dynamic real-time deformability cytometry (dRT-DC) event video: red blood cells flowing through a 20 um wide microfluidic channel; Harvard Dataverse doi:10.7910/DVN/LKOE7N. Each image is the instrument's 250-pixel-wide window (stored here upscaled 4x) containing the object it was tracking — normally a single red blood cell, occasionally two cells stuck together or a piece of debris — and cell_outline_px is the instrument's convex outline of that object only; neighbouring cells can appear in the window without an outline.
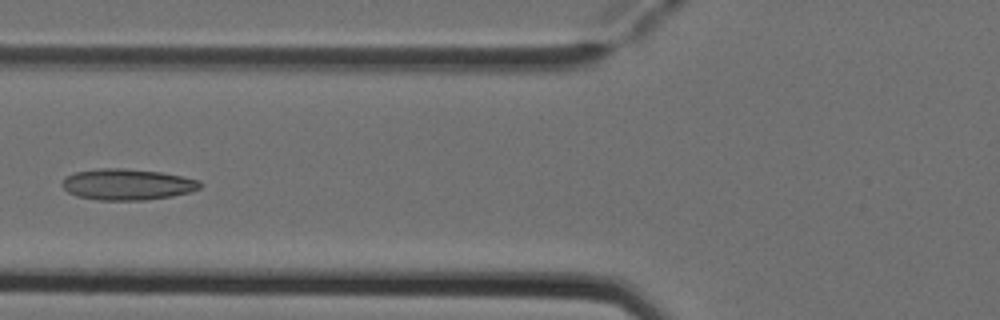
{"species": "Egyptian fruit bat (a non-hibernating species)", "species_latin": "Rousettus aegyptiacus", "temperature_condition": "cold", "stored_images_in_passage": 6, "camera_frame_rate_fps": 3000, "um_per_image_px": 0.085, "animal": {"sex": "female"}, "frame": {"image": 1, "passage_image": 5, "time_ms": 1.333, "image_size_px": [1000, 320], "cell_outline_px": [[200, 188], [192, 192], [172, 196], [144, 200], [96, 200], [76, 196], [68, 192], [60, 184], [64, 176], [76, 172], [100, 168], [124, 168], [160, 172], [200, 180]], "centroid_in_image_um": [10.78, 15.68], "position_along_channel_um": 115.0, "area_um2": 25.14}}
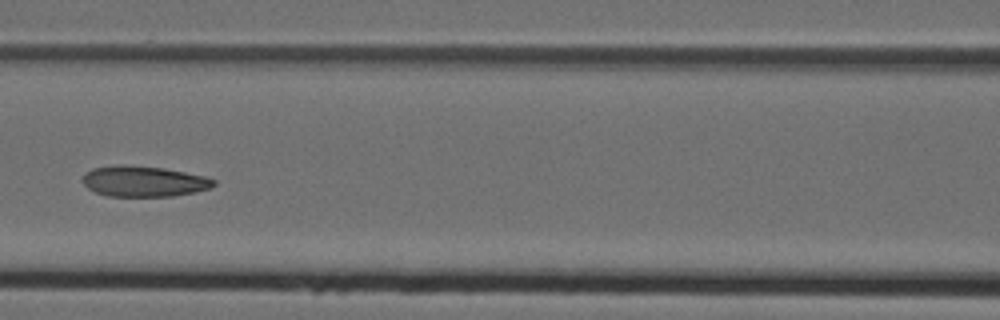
{"frame": {"image": 2, "passage_image": 6, "time_ms": 1.667, "image_size_px": [1000, 320], "cell_outline_px": [[216, 184], [212, 188], [196, 192], [172, 196], [108, 196], [96, 192], [88, 188], [84, 184], [84, 176], [92, 168], [120, 164], [164, 168], [204, 176], [216, 180]], "centroid_in_image_um": [12.27, 15.41], "position_along_channel_um": 154.3, "area_um2": 23.35}}